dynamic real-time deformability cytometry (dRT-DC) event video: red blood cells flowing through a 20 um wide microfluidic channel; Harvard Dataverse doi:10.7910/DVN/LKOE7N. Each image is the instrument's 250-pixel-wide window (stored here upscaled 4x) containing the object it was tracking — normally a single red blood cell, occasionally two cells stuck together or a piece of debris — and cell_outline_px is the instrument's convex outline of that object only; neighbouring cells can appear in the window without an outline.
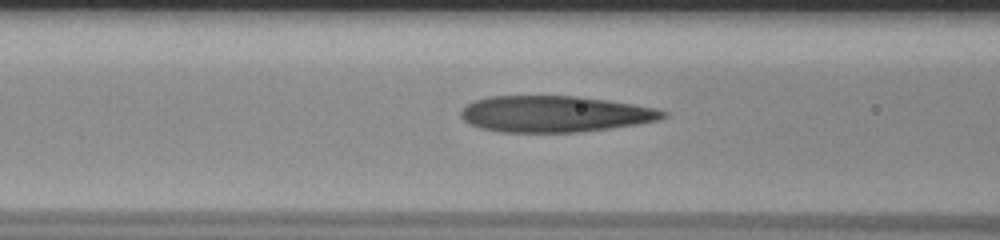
{"species": "human", "species_latin": "Homo sapiens", "temperature_condition": "room temperature", "stored_images_in_passage": 33, "camera_frame_rate_fps": 3000, "um_per_image_px": 0.085, "donor": {"sex": "male"}, "frame": {"image": 1, "passage_image": 6, "time_ms": 1.667, "image_size_px": [1000, 240], "cell_outline_px": [[668, 116], [660, 120], [612, 128], [580, 132], [500, 132], [480, 128], [468, 124], [460, 116], [460, 108], [472, 100], [492, 96], [584, 96], [656, 108], [668, 112]], "centroid_in_image_um": [47.14, 9.68], "position_along_channel_um": 119.5, "area_um2": 43.23}}
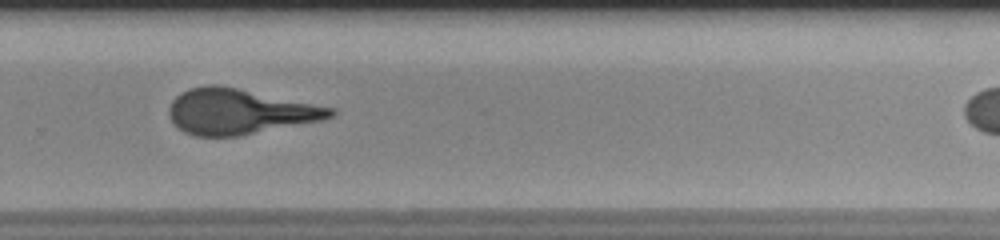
{"frame": {"image": 2, "passage_image": 21, "time_ms": 6.667, "image_size_px": [1000, 240], "cell_outline_px": [[336, 112], [332, 116], [324, 120], [240, 136], [196, 136], [184, 132], [172, 120], [168, 112], [168, 108], [172, 100], [180, 92], [188, 88], [208, 84], [216, 84], [336, 108]], "centroid_in_image_um": [20.35, 9.48], "position_along_channel_um": 309.5, "area_um2": 42.66}}
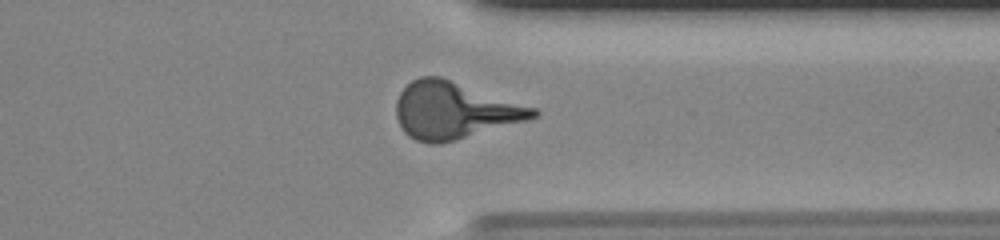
{"frame": {"image": 3, "passage_image": 26, "time_ms": 8.333, "image_size_px": [1000, 240], "cell_outline_px": [[540, 116], [528, 120], [456, 140], [440, 144], [428, 144], [416, 140], [408, 136], [400, 128], [396, 116], [396, 100], [400, 92], [412, 80], [420, 76], [440, 76], [536, 108], [540, 112]], "centroid_in_image_um": [38.6, 9.4], "position_along_channel_um": 372.8, "area_um2": 45.49}, "authors_computed_cell_mechanics": {"area_um2": 43.2922, "velocity_mm_per_s": 3.8083, "shape_relaxation_time_tau1_ms": 8.5742, "shape_relaxation_time_tau2_ms": 1.5157, "deformation_change_tau1": 0.2972, "deformation_change_tau2": 0.1141}}